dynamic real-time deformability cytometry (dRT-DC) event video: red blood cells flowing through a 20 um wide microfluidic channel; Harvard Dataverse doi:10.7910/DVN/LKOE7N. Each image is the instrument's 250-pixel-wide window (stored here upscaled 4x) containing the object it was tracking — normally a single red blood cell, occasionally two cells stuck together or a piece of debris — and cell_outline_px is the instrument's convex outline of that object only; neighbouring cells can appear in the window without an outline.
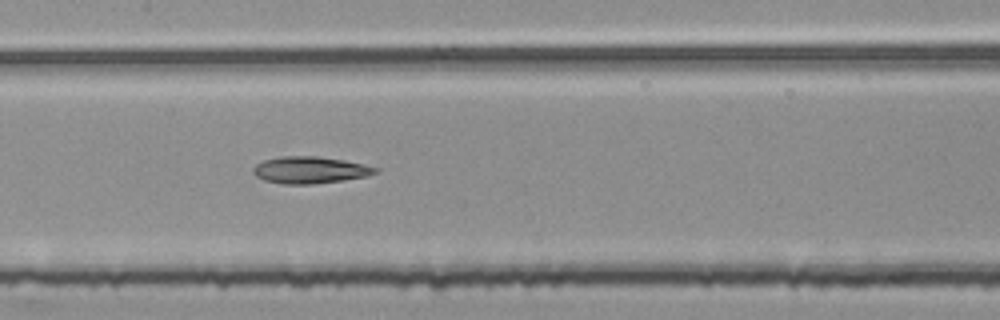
{"species": "common noctule bat (a hibernating species)", "species_latin": "Nyctalus noctula", "temperature_condition": "room temperature", "stored_images_in_passage": 50, "segment_of_instrument_passage": [2, 2], "camera_frame_rate_fps": 3000, "um_per_image_px": 0.085, "animal": {"sex": "female", "body_mass_g": 25.1}, "frame": {"image": 1, "passage_image": 22, "time_ms": 7.0, "image_size_px": [1000, 320], "cell_outline_px": [[380, 168], [376, 172], [364, 176], [340, 180], [312, 184], [284, 184], [264, 180], [256, 176], [252, 172], [252, 168], [256, 164], [264, 160], [280, 156], [316, 156], [344, 160], [364, 164]], "centroid_in_image_um": [26.3, 14.44], "position_along_channel_um": 181.1, "area_um2": 18.96}}
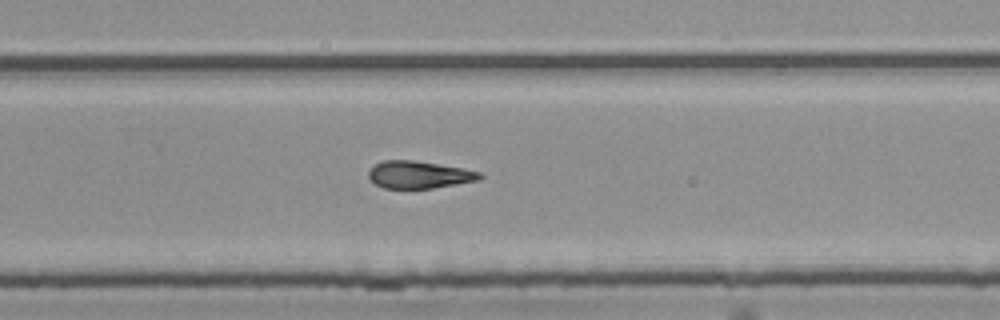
{"frame": {"image": 2, "passage_image": 31, "time_ms": 10.0, "image_size_px": [1000, 320], "cell_outline_px": [[484, 176], [476, 180], [456, 184], [432, 188], [384, 188], [368, 180], [368, 172], [376, 164], [384, 160], [412, 160], [464, 168], [480, 172]], "centroid_in_image_um": [35.6, 14.85], "position_along_channel_um": 294.2, "area_um2": 17.57}}
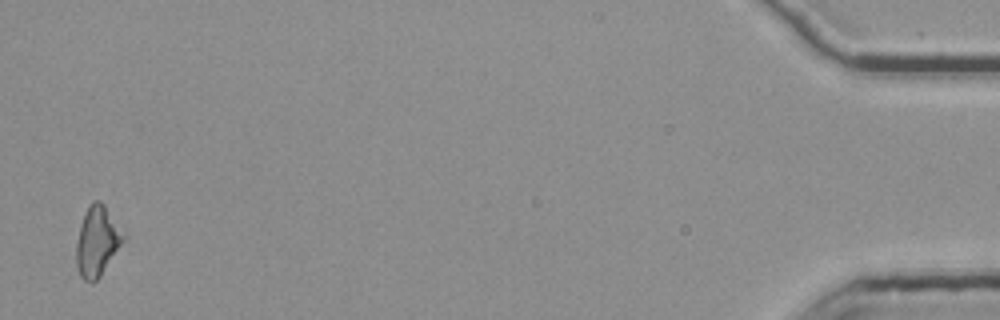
{"frame": {"image": 3, "passage_image": 49, "time_ms": 16.0, "image_size_px": [1000, 320], "cell_outline_px": [[124, 240], [100, 276], [92, 284], [84, 280], [80, 276], [76, 264], [76, 244], [80, 224], [88, 204], [92, 200], [100, 200], [104, 204], [124, 232]], "centroid_in_image_um": [8.24, 20.49], "position_along_channel_um": 427.0, "area_um2": 19.19}}